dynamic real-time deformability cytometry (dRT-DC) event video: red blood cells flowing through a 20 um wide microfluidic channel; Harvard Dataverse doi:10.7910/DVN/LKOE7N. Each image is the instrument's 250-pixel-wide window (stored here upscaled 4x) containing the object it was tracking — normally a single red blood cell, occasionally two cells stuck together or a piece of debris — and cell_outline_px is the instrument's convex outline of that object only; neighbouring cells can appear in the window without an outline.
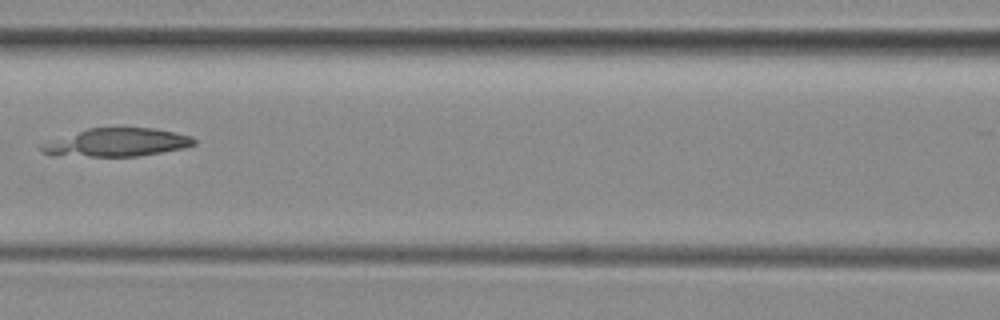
{"species": "common noctule bat (a hibernating species)", "species_latin": "Nyctalus noctula", "temperature_condition": "room temperature", "stored_images_in_passage": 7, "camera_frame_rate_fps": 3000, "um_per_image_px": 0.085, "animal": {"sex": "female", "body_mass_g": 29.2, "forearm_length_mm": 56.3}, "frame": {"image": 1, "passage_image": 6, "time_ms": 6.0, "image_size_px": [1000, 320], "cell_outline_px": [[196, 144], [184, 148], [140, 156], [88, 156], [44, 152], [40, 148], [40, 144], [88, 128], [156, 128], [176, 132], [192, 136], [196, 140]], "centroid_in_image_um": [10.07, 12.09], "position_along_channel_um": 156.5, "area_um2": 24.57}}
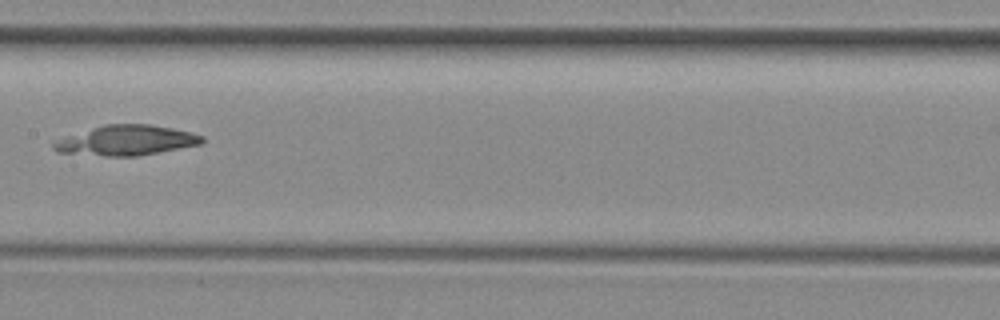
{"frame": {"image": 2, "passage_image": 7, "time_ms": 7.0, "image_size_px": [1000, 320], "cell_outline_px": [[204, 140], [200, 144], [136, 156], [104, 156], [56, 152], [52, 148], [52, 144], [72, 136], [104, 124], [152, 124], [172, 128], [204, 136]], "centroid_in_image_um": [10.79, 11.94], "position_along_channel_um": 196.6, "area_um2": 25.26}}